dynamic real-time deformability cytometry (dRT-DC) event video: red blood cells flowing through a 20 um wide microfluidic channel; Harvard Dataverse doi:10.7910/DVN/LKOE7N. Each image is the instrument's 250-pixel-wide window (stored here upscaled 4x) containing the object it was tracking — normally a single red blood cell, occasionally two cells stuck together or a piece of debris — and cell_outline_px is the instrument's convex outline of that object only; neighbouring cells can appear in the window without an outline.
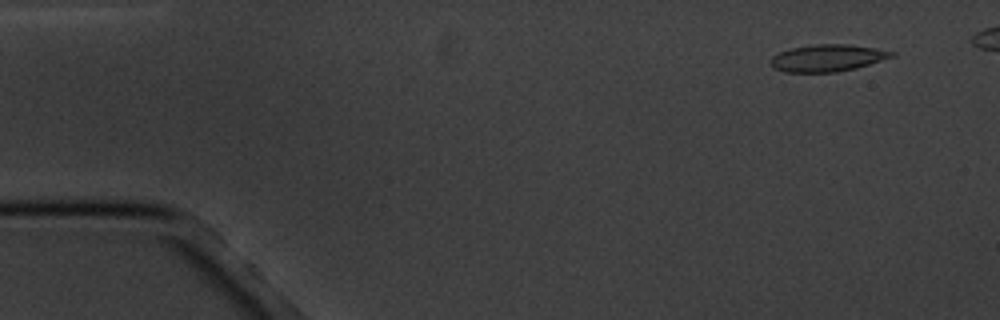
{"species": "common noctule bat (a hibernating species)", "species_latin": "Nyctalus noctula", "temperature_condition": "cold", "stored_images_in_passage": 3, "camera_frame_rate_fps": 3000, "um_per_image_px": 0.085, "animal": {"sex": "male", "body_mass_g": 20.1, "forearm_length_mm": 53.5}, "frame": {"image": 1, "passage_image": 1, "time_ms": 0.0, "image_size_px": [1000, 320], "cell_outline_px": [[896, 56], [856, 68], [836, 72], [784, 72], [772, 68], [768, 64], [772, 56], [780, 52], [792, 48], [812, 44], [848, 44], [876, 48], [896, 52]], "centroid_in_image_um": [70.32, 4.93], "position_along_channel_um": 14.7, "area_um2": 19.25}}